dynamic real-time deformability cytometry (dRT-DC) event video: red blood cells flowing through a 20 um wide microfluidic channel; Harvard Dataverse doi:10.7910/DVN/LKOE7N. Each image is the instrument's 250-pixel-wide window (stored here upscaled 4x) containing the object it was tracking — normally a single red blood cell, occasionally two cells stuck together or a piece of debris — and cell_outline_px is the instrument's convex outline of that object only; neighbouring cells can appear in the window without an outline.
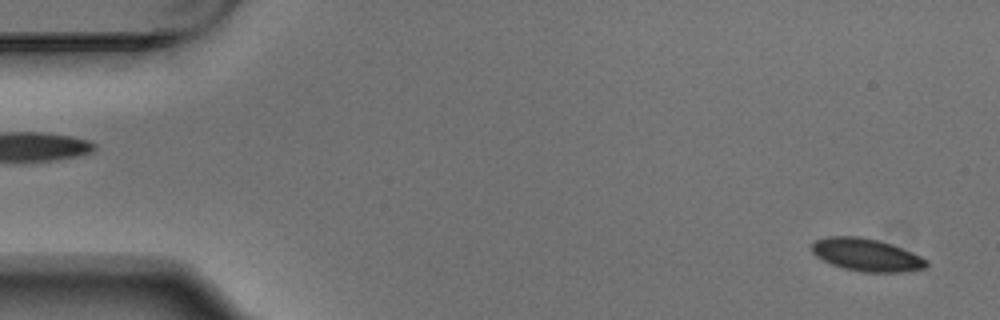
{"species": "Egyptian fruit bat (a non-hibernating species)", "species_latin": "Rousettus aegyptiacus", "temperature_condition": "warm", "stored_images_in_passage": 6, "segment_of_instrument_passage": [2, 2], "camera_frame_rate_fps": 3000, "um_per_image_px": 0.085, "animal": {"sex": "male"}, "frame": {"image": 1, "passage_image": 6, "time_ms": 1.667, "image_size_px": [1000, 320], "cell_outline_px": [[928, 264], [924, 268], [900, 272], [860, 272], [844, 268], [832, 264], [816, 256], [812, 252], [812, 244], [816, 240], [828, 236], [856, 236], [876, 240], [912, 252], [928, 260]], "centroid_in_image_um": [73.63, 21.67], "position_along_channel_um": 11.4, "area_um2": 21.44}}